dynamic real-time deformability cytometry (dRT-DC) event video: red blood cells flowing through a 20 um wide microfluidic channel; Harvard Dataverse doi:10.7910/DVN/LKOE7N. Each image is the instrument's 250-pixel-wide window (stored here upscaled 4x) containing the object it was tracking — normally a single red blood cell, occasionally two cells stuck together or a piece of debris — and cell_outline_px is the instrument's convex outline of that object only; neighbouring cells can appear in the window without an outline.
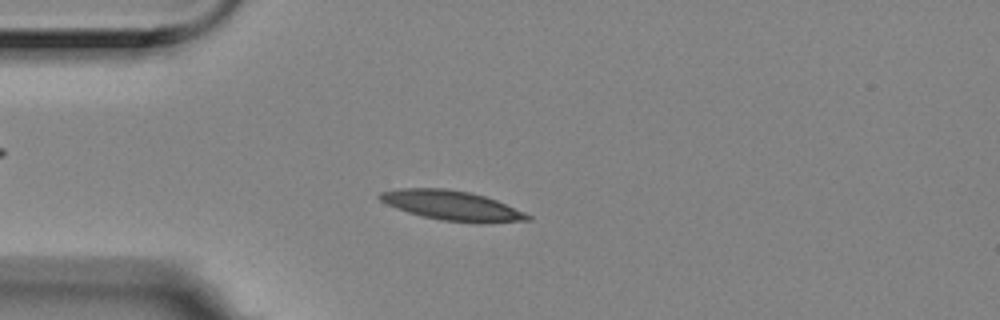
{"species": "Egyptian fruit bat (a non-hibernating species)", "species_latin": "Rousettus aegyptiacus", "temperature_condition": "room temperature", "stored_images_in_passage": 6, "camera_frame_rate_fps": 3000, "um_per_image_px": 0.085, "animal": {"sex": "female"}, "frame": {"image": 1, "passage_image": 5, "time_ms": 1.333, "image_size_px": [1000, 320], "cell_outline_px": [[532, 220], [484, 224], [476, 224], [440, 220], [420, 216], [396, 208], [380, 200], [376, 196], [380, 192], [400, 188], [444, 188], [468, 192], [484, 196], [496, 200], [524, 212], [532, 216]], "centroid_in_image_um": [38.43, 17.49], "position_along_channel_um": 46.6, "area_um2": 25.84}}